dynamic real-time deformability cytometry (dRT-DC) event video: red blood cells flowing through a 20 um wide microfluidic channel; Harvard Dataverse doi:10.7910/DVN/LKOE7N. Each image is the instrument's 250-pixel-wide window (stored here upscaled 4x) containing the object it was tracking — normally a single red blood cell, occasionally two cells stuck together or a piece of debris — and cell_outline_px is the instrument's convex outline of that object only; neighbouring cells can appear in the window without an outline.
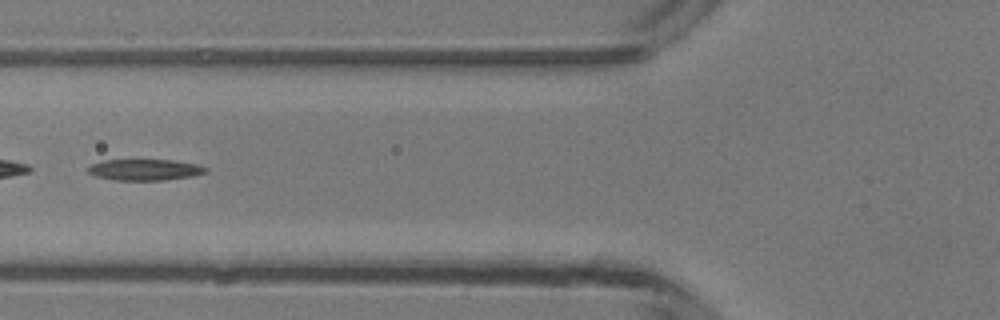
{"species": "common noctule bat (a hibernating species)", "species_latin": "Nyctalus noctula", "temperature_condition": "room temperature", "stored_images_in_passage": 47, "segment_of_instrument_passage": [2, 2], "camera_frame_rate_fps": 3000, "um_per_image_px": 0.085, "animal": {"sex": "male", "body_mass_g": 13.3}, "frame": {"image": 1, "passage_image": 19, "time_ms": 6.0, "image_size_px": [1000, 320], "cell_outline_px": [[208, 172], [192, 176], [164, 180], [112, 180], [96, 176], [88, 172], [88, 168], [92, 164], [104, 160], [172, 160], [200, 164], [208, 168]], "centroid_in_image_um": [12.36, 14.43], "position_along_channel_um": 113.4, "area_um2": 14.57}}
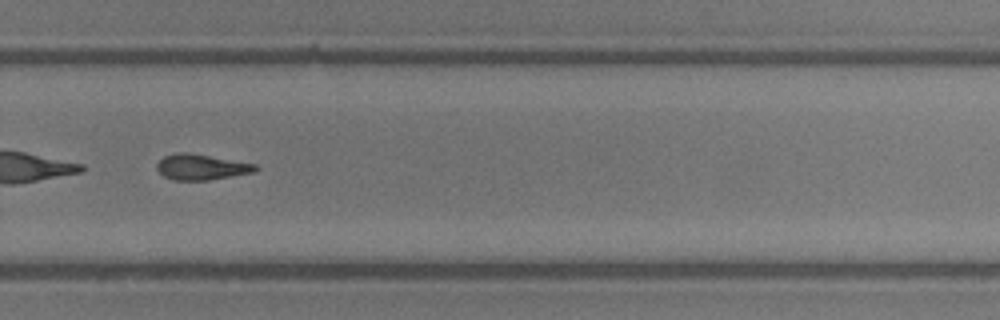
{"frame": {"image": 2, "passage_image": 33, "time_ms": 10.667, "image_size_px": [1000, 320], "cell_outline_px": [[260, 168], [252, 172], [208, 180], [172, 180], [164, 176], [156, 168], [156, 164], [164, 156], [176, 152], [184, 152], [256, 164]], "centroid_in_image_um": [17.07, 14.2], "position_along_channel_um": 312.7, "area_um2": 14.45}}
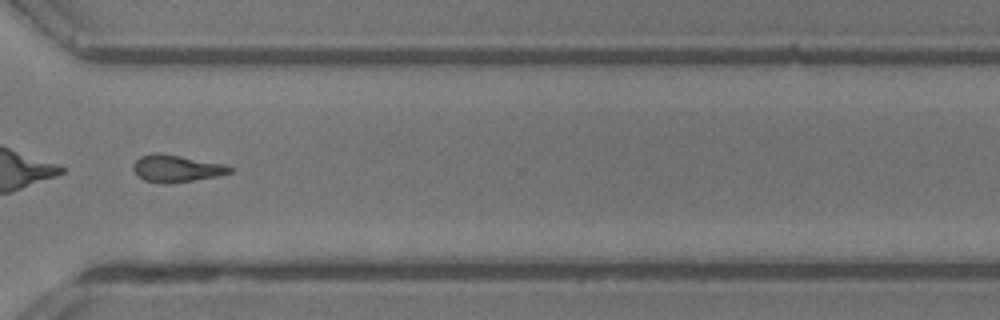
{"frame": {"image": 3, "passage_image": 36, "time_ms": 11.667, "image_size_px": [1000, 320], "cell_outline_px": [[232, 172], [216, 176], [192, 180], [144, 180], [132, 168], [132, 164], [140, 156], [156, 152], [180, 156], [224, 164], [232, 168]], "centroid_in_image_um": [15.0, 14.26], "position_along_channel_um": 355.6, "area_um2": 14.28}}